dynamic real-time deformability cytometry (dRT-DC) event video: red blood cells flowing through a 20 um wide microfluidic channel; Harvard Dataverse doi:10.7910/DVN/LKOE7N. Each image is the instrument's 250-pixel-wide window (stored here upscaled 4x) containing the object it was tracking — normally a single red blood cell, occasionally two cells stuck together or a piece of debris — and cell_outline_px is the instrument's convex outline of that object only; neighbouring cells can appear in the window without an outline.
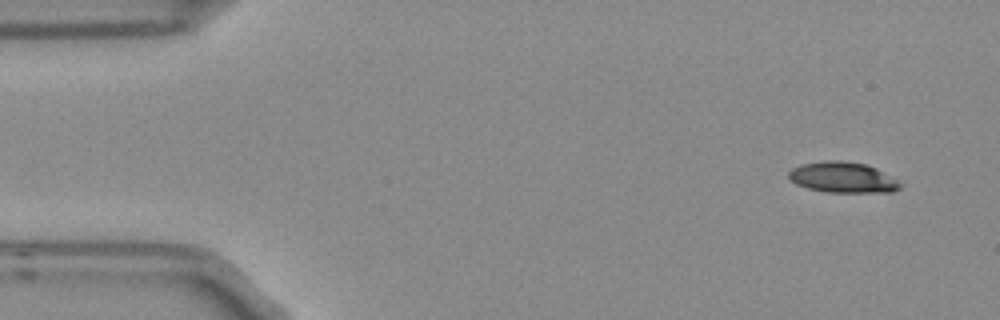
{"species": "Egyptian fruit bat (a non-hibernating species)", "species_latin": "Rousettus aegyptiacus", "temperature_condition": "room temperature", "stored_images_in_passage": 5, "camera_frame_rate_fps": 3000, "um_per_image_px": 0.085, "frame": {"image": 1, "passage_image": 1, "time_ms": 0.0, "image_size_px": [1000, 320], "cell_outline_px": [[900, 188], [892, 192], [828, 192], [808, 188], [796, 184], [788, 176], [788, 172], [792, 168], [800, 164], [824, 160], [840, 160], [868, 164], [876, 168], [896, 180], [900, 184]], "centroid_in_image_um": [71.6, 15.06], "position_along_channel_um": 13.4, "area_um2": 19.88}}